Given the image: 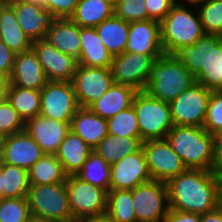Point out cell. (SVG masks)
I'll use <instances>...</instances> for the list:
<instances>
[{
	"label": "cell",
	"mask_w": 222,
	"mask_h": 222,
	"mask_svg": "<svg viewBox=\"0 0 222 222\" xmlns=\"http://www.w3.org/2000/svg\"><path fill=\"white\" fill-rule=\"evenodd\" d=\"M0 39L16 54L28 51L32 46V41L22 31L15 11L8 3L0 6Z\"/></svg>",
	"instance_id": "4316f807"
},
{
	"label": "cell",
	"mask_w": 222,
	"mask_h": 222,
	"mask_svg": "<svg viewBox=\"0 0 222 222\" xmlns=\"http://www.w3.org/2000/svg\"><path fill=\"white\" fill-rule=\"evenodd\" d=\"M211 92L195 82L172 100L169 104L173 126L203 127Z\"/></svg>",
	"instance_id": "ba28073f"
},
{
	"label": "cell",
	"mask_w": 222,
	"mask_h": 222,
	"mask_svg": "<svg viewBox=\"0 0 222 222\" xmlns=\"http://www.w3.org/2000/svg\"><path fill=\"white\" fill-rule=\"evenodd\" d=\"M31 216L26 197L0 199V222H25Z\"/></svg>",
	"instance_id": "74e56055"
},
{
	"label": "cell",
	"mask_w": 222,
	"mask_h": 222,
	"mask_svg": "<svg viewBox=\"0 0 222 222\" xmlns=\"http://www.w3.org/2000/svg\"><path fill=\"white\" fill-rule=\"evenodd\" d=\"M95 29L112 56L125 52L128 41L129 22L113 14L96 26Z\"/></svg>",
	"instance_id": "83f0119b"
},
{
	"label": "cell",
	"mask_w": 222,
	"mask_h": 222,
	"mask_svg": "<svg viewBox=\"0 0 222 222\" xmlns=\"http://www.w3.org/2000/svg\"><path fill=\"white\" fill-rule=\"evenodd\" d=\"M25 130V121L6 100L0 105V132L4 137Z\"/></svg>",
	"instance_id": "60d3db41"
},
{
	"label": "cell",
	"mask_w": 222,
	"mask_h": 222,
	"mask_svg": "<svg viewBox=\"0 0 222 222\" xmlns=\"http://www.w3.org/2000/svg\"><path fill=\"white\" fill-rule=\"evenodd\" d=\"M150 180L142 147L111 165L110 190H132Z\"/></svg>",
	"instance_id": "2e32d148"
},
{
	"label": "cell",
	"mask_w": 222,
	"mask_h": 222,
	"mask_svg": "<svg viewBox=\"0 0 222 222\" xmlns=\"http://www.w3.org/2000/svg\"><path fill=\"white\" fill-rule=\"evenodd\" d=\"M28 176L30 185H49L65 182L68 175L56 155L44 154L28 170Z\"/></svg>",
	"instance_id": "4dcf8cb0"
},
{
	"label": "cell",
	"mask_w": 222,
	"mask_h": 222,
	"mask_svg": "<svg viewBox=\"0 0 222 222\" xmlns=\"http://www.w3.org/2000/svg\"><path fill=\"white\" fill-rule=\"evenodd\" d=\"M106 212L114 222H137L133 208L132 190H109Z\"/></svg>",
	"instance_id": "836d02e7"
},
{
	"label": "cell",
	"mask_w": 222,
	"mask_h": 222,
	"mask_svg": "<svg viewBox=\"0 0 222 222\" xmlns=\"http://www.w3.org/2000/svg\"><path fill=\"white\" fill-rule=\"evenodd\" d=\"M25 222H51V221H47L42 219L41 217H37V216H31L28 220H26Z\"/></svg>",
	"instance_id": "816d5d0a"
},
{
	"label": "cell",
	"mask_w": 222,
	"mask_h": 222,
	"mask_svg": "<svg viewBox=\"0 0 222 222\" xmlns=\"http://www.w3.org/2000/svg\"><path fill=\"white\" fill-rule=\"evenodd\" d=\"M91 151L92 148L70 130L55 155L62 163L65 173L75 175L83 167Z\"/></svg>",
	"instance_id": "484cf974"
},
{
	"label": "cell",
	"mask_w": 222,
	"mask_h": 222,
	"mask_svg": "<svg viewBox=\"0 0 222 222\" xmlns=\"http://www.w3.org/2000/svg\"><path fill=\"white\" fill-rule=\"evenodd\" d=\"M114 83L110 68L78 64L72 80L80 107L89 108Z\"/></svg>",
	"instance_id": "5bb4252c"
},
{
	"label": "cell",
	"mask_w": 222,
	"mask_h": 222,
	"mask_svg": "<svg viewBox=\"0 0 222 222\" xmlns=\"http://www.w3.org/2000/svg\"><path fill=\"white\" fill-rule=\"evenodd\" d=\"M148 19L161 22L176 4V0H145Z\"/></svg>",
	"instance_id": "7bdbcfd3"
},
{
	"label": "cell",
	"mask_w": 222,
	"mask_h": 222,
	"mask_svg": "<svg viewBox=\"0 0 222 222\" xmlns=\"http://www.w3.org/2000/svg\"><path fill=\"white\" fill-rule=\"evenodd\" d=\"M8 4L14 9L22 31L32 42L45 38L47 30L55 20L45 6L26 0H15Z\"/></svg>",
	"instance_id": "ac0fdd59"
},
{
	"label": "cell",
	"mask_w": 222,
	"mask_h": 222,
	"mask_svg": "<svg viewBox=\"0 0 222 222\" xmlns=\"http://www.w3.org/2000/svg\"><path fill=\"white\" fill-rule=\"evenodd\" d=\"M7 100L25 123L40 115V90L21 88L9 84Z\"/></svg>",
	"instance_id": "1f68e13d"
},
{
	"label": "cell",
	"mask_w": 222,
	"mask_h": 222,
	"mask_svg": "<svg viewBox=\"0 0 222 222\" xmlns=\"http://www.w3.org/2000/svg\"><path fill=\"white\" fill-rule=\"evenodd\" d=\"M160 33L165 54H176L184 47L194 45L206 34L198 12L193 13L184 1L179 0L160 22Z\"/></svg>",
	"instance_id": "5b68a950"
},
{
	"label": "cell",
	"mask_w": 222,
	"mask_h": 222,
	"mask_svg": "<svg viewBox=\"0 0 222 222\" xmlns=\"http://www.w3.org/2000/svg\"><path fill=\"white\" fill-rule=\"evenodd\" d=\"M210 170L222 178V138L219 135L215 136L213 144V158Z\"/></svg>",
	"instance_id": "f6af8a7d"
},
{
	"label": "cell",
	"mask_w": 222,
	"mask_h": 222,
	"mask_svg": "<svg viewBox=\"0 0 222 222\" xmlns=\"http://www.w3.org/2000/svg\"><path fill=\"white\" fill-rule=\"evenodd\" d=\"M26 1H30L34 4H38V5H45V0H26Z\"/></svg>",
	"instance_id": "db71d44e"
},
{
	"label": "cell",
	"mask_w": 222,
	"mask_h": 222,
	"mask_svg": "<svg viewBox=\"0 0 222 222\" xmlns=\"http://www.w3.org/2000/svg\"><path fill=\"white\" fill-rule=\"evenodd\" d=\"M3 198L26 197L29 190L28 171L8 163H3Z\"/></svg>",
	"instance_id": "e575fe53"
},
{
	"label": "cell",
	"mask_w": 222,
	"mask_h": 222,
	"mask_svg": "<svg viewBox=\"0 0 222 222\" xmlns=\"http://www.w3.org/2000/svg\"><path fill=\"white\" fill-rule=\"evenodd\" d=\"M195 81L208 90H222V44L219 35L205 34L175 54Z\"/></svg>",
	"instance_id": "7a4b0ae2"
},
{
	"label": "cell",
	"mask_w": 222,
	"mask_h": 222,
	"mask_svg": "<svg viewBox=\"0 0 222 222\" xmlns=\"http://www.w3.org/2000/svg\"><path fill=\"white\" fill-rule=\"evenodd\" d=\"M25 130L45 154L55 155L70 131V124L39 115L25 123Z\"/></svg>",
	"instance_id": "ffe728a7"
},
{
	"label": "cell",
	"mask_w": 222,
	"mask_h": 222,
	"mask_svg": "<svg viewBox=\"0 0 222 222\" xmlns=\"http://www.w3.org/2000/svg\"><path fill=\"white\" fill-rule=\"evenodd\" d=\"M125 52L143 55H163L160 22L149 19L129 22Z\"/></svg>",
	"instance_id": "d6986e66"
},
{
	"label": "cell",
	"mask_w": 222,
	"mask_h": 222,
	"mask_svg": "<svg viewBox=\"0 0 222 222\" xmlns=\"http://www.w3.org/2000/svg\"><path fill=\"white\" fill-rule=\"evenodd\" d=\"M70 130L93 149L108 135V123L90 108L80 107L72 118Z\"/></svg>",
	"instance_id": "603a6c76"
},
{
	"label": "cell",
	"mask_w": 222,
	"mask_h": 222,
	"mask_svg": "<svg viewBox=\"0 0 222 222\" xmlns=\"http://www.w3.org/2000/svg\"><path fill=\"white\" fill-rule=\"evenodd\" d=\"M107 123L109 135L138 138L141 141L138 120L133 105L107 119Z\"/></svg>",
	"instance_id": "d590c367"
},
{
	"label": "cell",
	"mask_w": 222,
	"mask_h": 222,
	"mask_svg": "<svg viewBox=\"0 0 222 222\" xmlns=\"http://www.w3.org/2000/svg\"><path fill=\"white\" fill-rule=\"evenodd\" d=\"M142 150L153 180L167 183L187 170L182 159L174 152L166 138L144 141Z\"/></svg>",
	"instance_id": "7c38bea8"
},
{
	"label": "cell",
	"mask_w": 222,
	"mask_h": 222,
	"mask_svg": "<svg viewBox=\"0 0 222 222\" xmlns=\"http://www.w3.org/2000/svg\"><path fill=\"white\" fill-rule=\"evenodd\" d=\"M79 222H114L107 212L86 216L78 220Z\"/></svg>",
	"instance_id": "c3c4849f"
},
{
	"label": "cell",
	"mask_w": 222,
	"mask_h": 222,
	"mask_svg": "<svg viewBox=\"0 0 222 222\" xmlns=\"http://www.w3.org/2000/svg\"><path fill=\"white\" fill-rule=\"evenodd\" d=\"M142 147L138 138L106 135L92 150L112 165Z\"/></svg>",
	"instance_id": "f1b7e54d"
},
{
	"label": "cell",
	"mask_w": 222,
	"mask_h": 222,
	"mask_svg": "<svg viewBox=\"0 0 222 222\" xmlns=\"http://www.w3.org/2000/svg\"><path fill=\"white\" fill-rule=\"evenodd\" d=\"M137 92L130 86L113 83L109 90L89 108L98 116L109 119L120 111L131 107Z\"/></svg>",
	"instance_id": "d4e9b609"
},
{
	"label": "cell",
	"mask_w": 222,
	"mask_h": 222,
	"mask_svg": "<svg viewBox=\"0 0 222 222\" xmlns=\"http://www.w3.org/2000/svg\"><path fill=\"white\" fill-rule=\"evenodd\" d=\"M195 82V77L175 54L164 53L153 64L144 91L170 103Z\"/></svg>",
	"instance_id": "3957f363"
},
{
	"label": "cell",
	"mask_w": 222,
	"mask_h": 222,
	"mask_svg": "<svg viewBox=\"0 0 222 222\" xmlns=\"http://www.w3.org/2000/svg\"><path fill=\"white\" fill-rule=\"evenodd\" d=\"M201 222H222V205L213 211L201 214Z\"/></svg>",
	"instance_id": "7dc6e473"
},
{
	"label": "cell",
	"mask_w": 222,
	"mask_h": 222,
	"mask_svg": "<svg viewBox=\"0 0 222 222\" xmlns=\"http://www.w3.org/2000/svg\"><path fill=\"white\" fill-rule=\"evenodd\" d=\"M160 56L128 52L113 56L110 69L114 83L144 91L150 70Z\"/></svg>",
	"instance_id": "4fadbf2b"
},
{
	"label": "cell",
	"mask_w": 222,
	"mask_h": 222,
	"mask_svg": "<svg viewBox=\"0 0 222 222\" xmlns=\"http://www.w3.org/2000/svg\"><path fill=\"white\" fill-rule=\"evenodd\" d=\"M65 187L74 220L107 211V192L104 189L85 182L76 175L67 176Z\"/></svg>",
	"instance_id": "8fae6325"
},
{
	"label": "cell",
	"mask_w": 222,
	"mask_h": 222,
	"mask_svg": "<svg viewBox=\"0 0 222 222\" xmlns=\"http://www.w3.org/2000/svg\"><path fill=\"white\" fill-rule=\"evenodd\" d=\"M113 7L105 0H79L70 19L80 27L95 28L114 14Z\"/></svg>",
	"instance_id": "f546056e"
},
{
	"label": "cell",
	"mask_w": 222,
	"mask_h": 222,
	"mask_svg": "<svg viewBox=\"0 0 222 222\" xmlns=\"http://www.w3.org/2000/svg\"><path fill=\"white\" fill-rule=\"evenodd\" d=\"M32 216L51 222L73 221L65 182L30 185L26 195Z\"/></svg>",
	"instance_id": "52a82bcc"
},
{
	"label": "cell",
	"mask_w": 222,
	"mask_h": 222,
	"mask_svg": "<svg viewBox=\"0 0 222 222\" xmlns=\"http://www.w3.org/2000/svg\"><path fill=\"white\" fill-rule=\"evenodd\" d=\"M9 87V79L0 75V105L7 100V92Z\"/></svg>",
	"instance_id": "681fc988"
},
{
	"label": "cell",
	"mask_w": 222,
	"mask_h": 222,
	"mask_svg": "<svg viewBox=\"0 0 222 222\" xmlns=\"http://www.w3.org/2000/svg\"><path fill=\"white\" fill-rule=\"evenodd\" d=\"M2 175H3V163L0 162V199L3 198V182H2Z\"/></svg>",
	"instance_id": "f907efd6"
},
{
	"label": "cell",
	"mask_w": 222,
	"mask_h": 222,
	"mask_svg": "<svg viewBox=\"0 0 222 222\" xmlns=\"http://www.w3.org/2000/svg\"><path fill=\"white\" fill-rule=\"evenodd\" d=\"M113 9L115 16L127 22L148 20L145 0H120Z\"/></svg>",
	"instance_id": "ab89813d"
},
{
	"label": "cell",
	"mask_w": 222,
	"mask_h": 222,
	"mask_svg": "<svg viewBox=\"0 0 222 222\" xmlns=\"http://www.w3.org/2000/svg\"><path fill=\"white\" fill-rule=\"evenodd\" d=\"M44 39L60 52L79 59L80 26L70 18H55Z\"/></svg>",
	"instance_id": "7402d4cb"
},
{
	"label": "cell",
	"mask_w": 222,
	"mask_h": 222,
	"mask_svg": "<svg viewBox=\"0 0 222 222\" xmlns=\"http://www.w3.org/2000/svg\"><path fill=\"white\" fill-rule=\"evenodd\" d=\"M141 142L165 139L173 127L170 104L153 98L145 91H138L132 102Z\"/></svg>",
	"instance_id": "8992f818"
},
{
	"label": "cell",
	"mask_w": 222,
	"mask_h": 222,
	"mask_svg": "<svg viewBox=\"0 0 222 222\" xmlns=\"http://www.w3.org/2000/svg\"><path fill=\"white\" fill-rule=\"evenodd\" d=\"M40 94L41 116L71 124L80 108L72 82L48 81Z\"/></svg>",
	"instance_id": "30bf717a"
},
{
	"label": "cell",
	"mask_w": 222,
	"mask_h": 222,
	"mask_svg": "<svg viewBox=\"0 0 222 222\" xmlns=\"http://www.w3.org/2000/svg\"><path fill=\"white\" fill-rule=\"evenodd\" d=\"M165 220L167 222H201V215L192 212L169 209Z\"/></svg>",
	"instance_id": "bcb514c9"
},
{
	"label": "cell",
	"mask_w": 222,
	"mask_h": 222,
	"mask_svg": "<svg viewBox=\"0 0 222 222\" xmlns=\"http://www.w3.org/2000/svg\"><path fill=\"white\" fill-rule=\"evenodd\" d=\"M186 3L188 2V5H194V7L199 6V4L203 3L206 0H184Z\"/></svg>",
	"instance_id": "f5cc1de1"
},
{
	"label": "cell",
	"mask_w": 222,
	"mask_h": 222,
	"mask_svg": "<svg viewBox=\"0 0 222 222\" xmlns=\"http://www.w3.org/2000/svg\"><path fill=\"white\" fill-rule=\"evenodd\" d=\"M16 53H14L1 39H0V75L10 78L13 67L14 58Z\"/></svg>",
	"instance_id": "ee69618b"
},
{
	"label": "cell",
	"mask_w": 222,
	"mask_h": 222,
	"mask_svg": "<svg viewBox=\"0 0 222 222\" xmlns=\"http://www.w3.org/2000/svg\"><path fill=\"white\" fill-rule=\"evenodd\" d=\"M166 139L187 169L210 170L215 136L203 127L173 126Z\"/></svg>",
	"instance_id": "277c9868"
},
{
	"label": "cell",
	"mask_w": 222,
	"mask_h": 222,
	"mask_svg": "<svg viewBox=\"0 0 222 222\" xmlns=\"http://www.w3.org/2000/svg\"><path fill=\"white\" fill-rule=\"evenodd\" d=\"M44 154L42 148L24 130L4 138L0 148V162L28 171Z\"/></svg>",
	"instance_id": "e0dca14e"
},
{
	"label": "cell",
	"mask_w": 222,
	"mask_h": 222,
	"mask_svg": "<svg viewBox=\"0 0 222 222\" xmlns=\"http://www.w3.org/2000/svg\"><path fill=\"white\" fill-rule=\"evenodd\" d=\"M166 185L169 209L201 215L222 205V178L211 170L187 169Z\"/></svg>",
	"instance_id": "6da1fadb"
},
{
	"label": "cell",
	"mask_w": 222,
	"mask_h": 222,
	"mask_svg": "<svg viewBox=\"0 0 222 222\" xmlns=\"http://www.w3.org/2000/svg\"><path fill=\"white\" fill-rule=\"evenodd\" d=\"M47 82L41 63L32 49L15 55L9 84L21 88L41 90Z\"/></svg>",
	"instance_id": "44dd1931"
},
{
	"label": "cell",
	"mask_w": 222,
	"mask_h": 222,
	"mask_svg": "<svg viewBox=\"0 0 222 222\" xmlns=\"http://www.w3.org/2000/svg\"><path fill=\"white\" fill-rule=\"evenodd\" d=\"M31 49L36 54L48 81L72 82L78 66V60L64 54L47 40L32 42Z\"/></svg>",
	"instance_id": "9a60e30c"
},
{
	"label": "cell",
	"mask_w": 222,
	"mask_h": 222,
	"mask_svg": "<svg viewBox=\"0 0 222 222\" xmlns=\"http://www.w3.org/2000/svg\"><path fill=\"white\" fill-rule=\"evenodd\" d=\"M81 50L78 64L87 67L110 68L113 56L93 27H80Z\"/></svg>",
	"instance_id": "cb8c5ba5"
},
{
	"label": "cell",
	"mask_w": 222,
	"mask_h": 222,
	"mask_svg": "<svg viewBox=\"0 0 222 222\" xmlns=\"http://www.w3.org/2000/svg\"><path fill=\"white\" fill-rule=\"evenodd\" d=\"M203 128L214 136L222 132V90L211 92Z\"/></svg>",
	"instance_id": "f35d334b"
},
{
	"label": "cell",
	"mask_w": 222,
	"mask_h": 222,
	"mask_svg": "<svg viewBox=\"0 0 222 222\" xmlns=\"http://www.w3.org/2000/svg\"><path fill=\"white\" fill-rule=\"evenodd\" d=\"M3 3H10L12 1H15V0H1Z\"/></svg>",
	"instance_id": "6f0895ef"
},
{
	"label": "cell",
	"mask_w": 222,
	"mask_h": 222,
	"mask_svg": "<svg viewBox=\"0 0 222 222\" xmlns=\"http://www.w3.org/2000/svg\"><path fill=\"white\" fill-rule=\"evenodd\" d=\"M109 2L111 5L115 6L120 0H105Z\"/></svg>",
	"instance_id": "11a10c76"
},
{
	"label": "cell",
	"mask_w": 222,
	"mask_h": 222,
	"mask_svg": "<svg viewBox=\"0 0 222 222\" xmlns=\"http://www.w3.org/2000/svg\"><path fill=\"white\" fill-rule=\"evenodd\" d=\"M137 222L164 221L168 211V189L165 182L150 180L132 189Z\"/></svg>",
	"instance_id": "9c48e42d"
},
{
	"label": "cell",
	"mask_w": 222,
	"mask_h": 222,
	"mask_svg": "<svg viewBox=\"0 0 222 222\" xmlns=\"http://www.w3.org/2000/svg\"><path fill=\"white\" fill-rule=\"evenodd\" d=\"M196 6L206 34L222 35V0H206Z\"/></svg>",
	"instance_id": "8d00e7d4"
},
{
	"label": "cell",
	"mask_w": 222,
	"mask_h": 222,
	"mask_svg": "<svg viewBox=\"0 0 222 222\" xmlns=\"http://www.w3.org/2000/svg\"><path fill=\"white\" fill-rule=\"evenodd\" d=\"M75 175L106 192L110 190L111 165L93 150L88 155L83 167Z\"/></svg>",
	"instance_id": "d6a6232c"
},
{
	"label": "cell",
	"mask_w": 222,
	"mask_h": 222,
	"mask_svg": "<svg viewBox=\"0 0 222 222\" xmlns=\"http://www.w3.org/2000/svg\"><path fill=\"white\" fill-rule=\"evenodd\" d=\"M4 138H5L4 135L0 132V148H1V145L4 141Z\"/></svg>",
	"instance_id": "9f6ffc18"
},
{
	"label": "cell",
	"mask_w": 222,
	"mask_h": 222,
	"mask_svg": "<svg viewBox=\"0 0 222 222\" xmlns=\"http://www.w3.org/2000/svg\"><path fill=\"white\" fill-rule=\"evenodd\" d=\"M79 0H45V8L55 18H70L76 9Z\"/></svg>",
	"instance_id": "b9f144b4"
},
{
	"label": "cell",
	"mask_w": 222,
	"mask_h": 222,
	"mask_svg": "<svg viewBox=\"0 0 222 222\" xmlns=\"http://www.w3.org/2000/svg\"><path fill=\"white\" fill-rule=\"evenodd\" d=\"M220 43L222 44V35L219 36Z\"/></svg>",
	"instance_id": "680465c9"
}]
</instances>
